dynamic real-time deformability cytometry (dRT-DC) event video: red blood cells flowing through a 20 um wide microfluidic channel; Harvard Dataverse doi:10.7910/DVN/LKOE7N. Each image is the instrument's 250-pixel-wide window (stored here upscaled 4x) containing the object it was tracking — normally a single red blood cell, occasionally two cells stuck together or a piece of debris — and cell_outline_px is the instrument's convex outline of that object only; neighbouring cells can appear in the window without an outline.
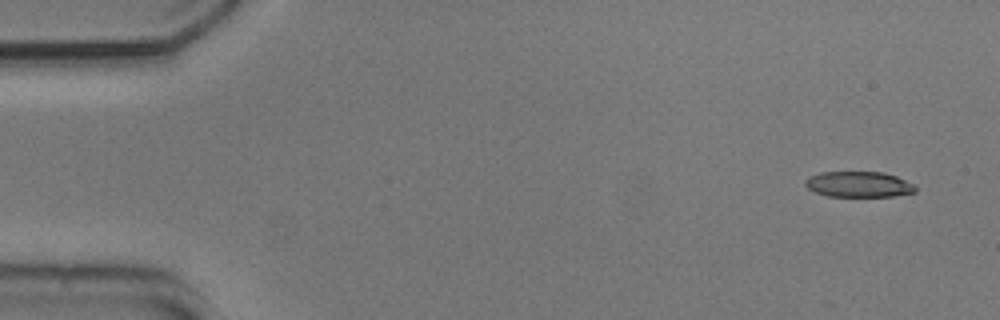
{"species": "common noctule bat (a hibernating species)", "species_latin": "Nyctalus noctula", "temperature_condition": "cold", "stored_images_in_passage": 50, "camera_frame_rate_fps": 3000, "um_per_image_px": 0.085, "animal": {"sex": "male", "body_mass_g": 20.5, "forearm_length_mm": 52.5}, "frame": {"image": 1, "passage_image": 1, "time_ms": 0.0, "image_size_px": [1000, 320], "cell_outline_px": [[916, 192], [892, 196], [828, 196], [816, 192], [808, 188], [804, 184], [804, 180], [808, 176], [820, 172], [884, 172], [896, 176], [912, 184], [916, 188]], "centroid_in_image_um": [72.95, 15.66], "position_along_channel_um": 12.0, "area_um2": 16.42}}
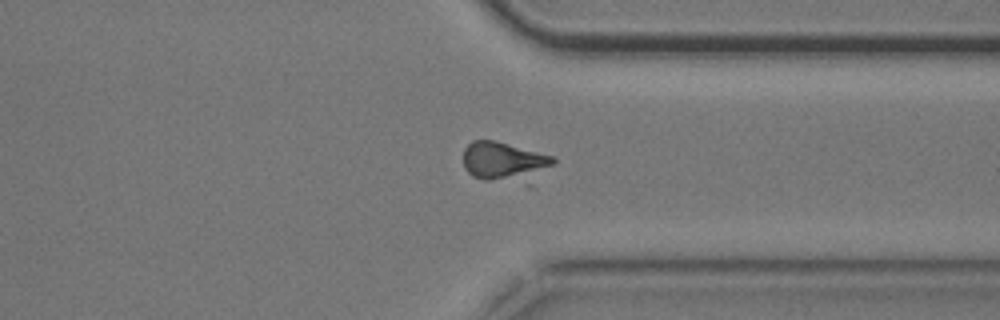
{"frame": {"image": 2, "passage_image": 39, "time_ms": 12.667, "image_size_px": [1000, 320], "cell_outline_px": [[556, 160], [552, 164], [524, 172], [488, 180], [484, 180], [472, 176], [464, 168], [464, 148], [472, 140], [492, 140], [556, 156]], "centroid_in_image_um": [42.63, 13.56], "position_along_channel_um": 368.8, "area_um2": 18.03}}
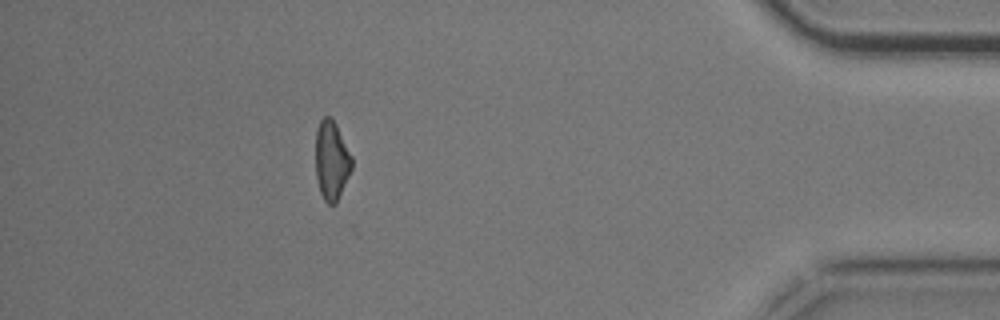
{"frame": {"image": 3, "passage_image": 46, "time_ms": 15.0, "image_size_px": [1000, 320], "cell_outline_px": [[352, 168], [336, 204], [328, 204], [324, 200], [320, 192], [316, 176], [316, 128], [320, 120], [324, 116], [332, 116], [352, 156]], "centroid_in_image_um": [28.18, 13.61], "position_along_channel_um": 407.0, "area_um2": 16.76}}